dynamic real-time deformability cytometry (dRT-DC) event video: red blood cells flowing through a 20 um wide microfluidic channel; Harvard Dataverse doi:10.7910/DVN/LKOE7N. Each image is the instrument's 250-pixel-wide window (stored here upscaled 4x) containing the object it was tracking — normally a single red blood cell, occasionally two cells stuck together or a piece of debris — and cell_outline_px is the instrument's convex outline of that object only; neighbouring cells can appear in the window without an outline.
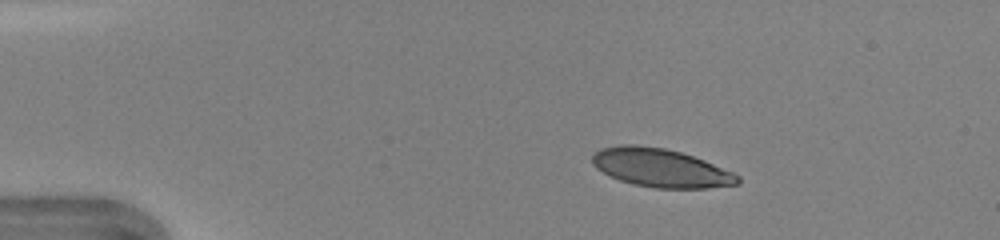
{"species": "human", "species_latin": "Homo sapiens", "temperature_condition": "warm", "stored_images_in_passage": 40, "camera_frame_rate_fps": 3000, "um_per_image_px": 0.085, "donor": {"sex": "female"}, "frame": {"image": 1, "passage_image": 1, "time_ms": 0.0, "image_size_px": [1000, 240], "cell_outline_px": [[740, 184], [708, 188], [656, 188], [632, 184], [620, 180], [596, 168], [592, 164], [592, 156], [600, 148], [620, 144], [636, 144], [664, 148], [680, 152], [704, 160], [732, 172], [740, 176]], "centroid_in_image_um": [56.15, 14.27], "position_along_channel_um": 28.8, "area_um2": 32.54}}
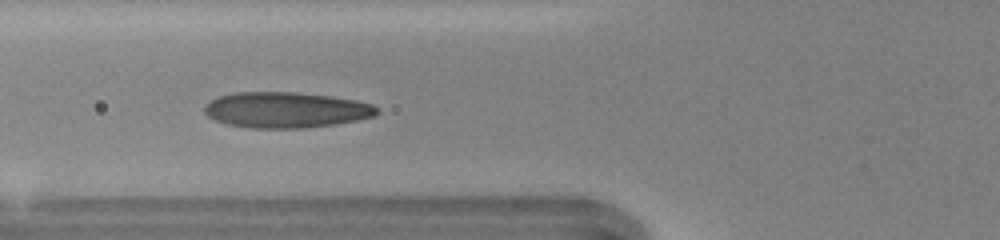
{"frame": {"image": 2, "passage_image": 11, "time_ms": 3.333, "image_size_px": [1000, 240], "cell_outline_px": [[380, 112], [372, 116], [356, 120], [336, 124], [300, 128], [248, 128], [228, 124], [216, 120], [208, 116], [204, 112], [204, 104], [220, 96], [236, 92], [296, 92], [328, 96], [356, 100], [372, 104]], "centroid_in_image_um": [24.28, 9.34], "position_along_channel_um": 101.5, "area_um2": 35.72}}
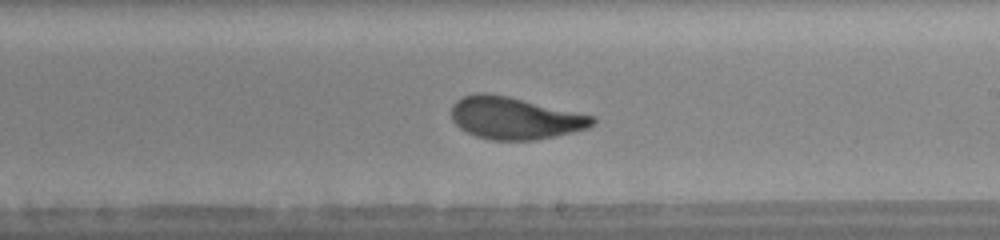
{"frame": {"image": 3, "passage_image": 21, "time_ms": 6.667, "image_size_px": [1000, 240], "cell_outline_px": [[596, 120], [588, 128], [572, 132], [536, 140], [492, 140], [476, 136], [460, 128], [452, 120], [452, 104], [456, 100], [464, 96], [476, 92], [484, 92], [508, 96], [592, 116]], "centroid_in_image_um": [43.7, 10.03], "position_along_channel_um": 245.3, "area_um2": 34.33}, "authors_computed_cell_mechanics": {"area_um2": 34.391, "velocity_mm_per_s": 4.3021, "shape_relaxation_time_tau1_ms": 3.7297, "shape_relaxation_time_tau2_ms": 0.6409, "deformation_change_tau1": 0.1707, "deformation_change_tau2": 0.0628}}